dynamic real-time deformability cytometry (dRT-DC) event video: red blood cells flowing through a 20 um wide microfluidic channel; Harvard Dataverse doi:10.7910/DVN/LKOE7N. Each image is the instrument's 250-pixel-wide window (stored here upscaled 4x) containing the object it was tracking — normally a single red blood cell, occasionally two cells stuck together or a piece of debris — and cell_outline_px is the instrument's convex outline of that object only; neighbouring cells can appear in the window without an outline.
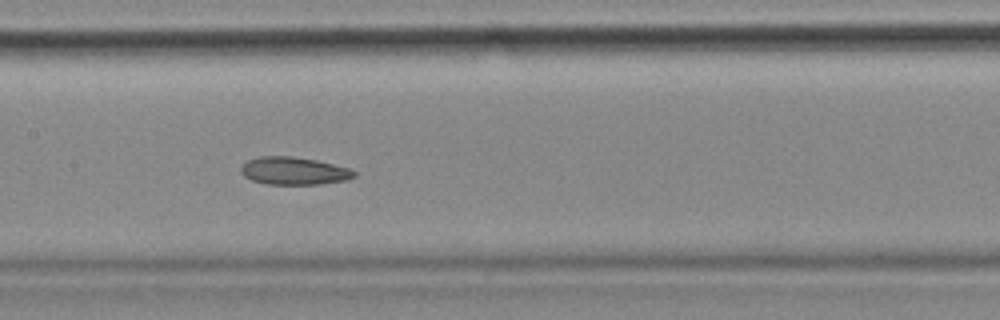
{"species": "common noctule bat (a hibernating species)", "species_latin": "Nyctalus noctula", "temperature_condition": "cold", "stored_images_in_passage": 20, "camera_frame_rate_fps": 3000, "um_per_image_px": 0.085, "animal": {"sex": "female", "body_mass_g": 18.4}, "frame": {"image": 1, "passage_image": 17, "time_ms": 5.333, "image_size_px": [1000, 320], "cell_outline_px": [[356, 176], [344, 180], [320, 184], [268, 184], [252, 180], [244, 176], [240, 172], [240, 168], [248, 160], [260, 156], [292, 156], [316, 160], [348, 168], [356, 172]], "centroid_in_image_um": [24.96, 14.52], "position_along_channel_um": 182.4, "area_um2": 18.09}}